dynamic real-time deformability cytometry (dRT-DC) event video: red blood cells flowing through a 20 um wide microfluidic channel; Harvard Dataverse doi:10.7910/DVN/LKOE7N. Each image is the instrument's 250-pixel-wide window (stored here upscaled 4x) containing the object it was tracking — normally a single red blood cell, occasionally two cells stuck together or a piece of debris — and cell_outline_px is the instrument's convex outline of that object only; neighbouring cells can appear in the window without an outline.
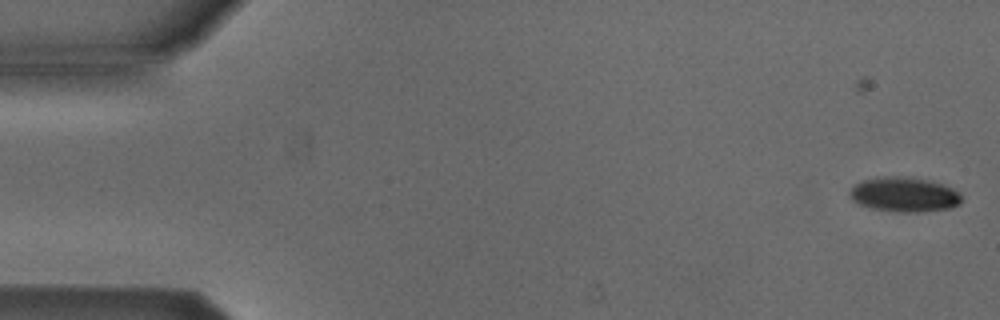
{"species": "Egyptian fruit bat (a non-hibernating species)", "species_latin": "Rousettus aegyptiacus", "temperature_condition": "cold", "stored_images_in_passage": 13, "camera_frame_rate_fps": 3000, "um_per_image_px": 0.085, "animal": {"sex": "male"}, "frame": {"image": 1, "passage_image": 1, "time_ms": 0.0, "image_size_px": [1000, 320], "cell_outline_px": [[964, 200], [960, 204], [948, 208], [920, 212], [900, 212], [872, 208], [860, 204], [852, 200], [848, 196], [848, 192], [856, 184], [864, 180], [896, 176], [912, 176], [928, 180], [952, 188], [960, 192]], "centroid_in_image_um": [76.9, 16.54], "position_along_channel_um": 8.1, "area_um2": 22.54}}